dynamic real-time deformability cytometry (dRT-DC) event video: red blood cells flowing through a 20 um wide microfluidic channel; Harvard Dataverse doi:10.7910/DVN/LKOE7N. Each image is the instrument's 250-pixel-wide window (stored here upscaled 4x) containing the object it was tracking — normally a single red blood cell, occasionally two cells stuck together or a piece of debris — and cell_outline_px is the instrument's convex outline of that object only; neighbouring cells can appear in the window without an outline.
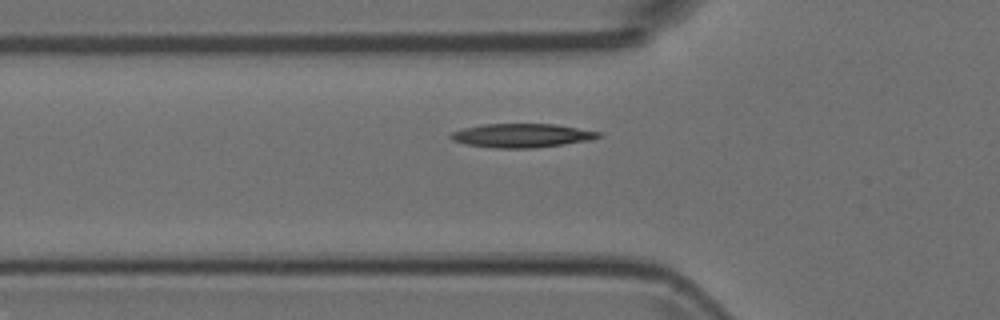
{"species": "Egyptian fruit bat (a non-hibernating species)", "species_latin": "Rousettus aegyptiacus", "temperature_condition": "room temperature", "stored_images_in_passage": 5, "segment_of_instrument_passage": [2, 2], "camera_frame_rate_fps": 3000, "um_per_image_px": 0.085, "animal": {"sex": "female"}, "frame": {"image": 1, "passage_image": 5, "time_ms": 1.333, "image_size_px": [1000, 320], "cell_outline_px": [[600, 136], [588, 140], [564, 144], [532, 148], [496, 148], [468, 144], [452, 140], [448, 136], [452, 132], [464, 128], [484, 124], [552, 124], [600, 132]], "centroid_in_image_um": [44.3, 11.52], "position_along_channel_um": 81.5, "area_um2": 20.11}}